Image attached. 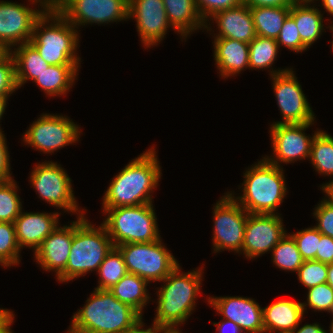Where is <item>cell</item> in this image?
Listing matches in <instances>:
<instances>
[{"label":"cell","instance_id":"obj_1","mask_svg":"<svg viewBox=\"0 0 333 333\" xmlns=\"http://www.w3.org/2000/svg\"><path fill=\"white\" fill-rule=\"evenodd\" d=\"M154 146L132 159L112 178L102 198L103 210L153 203L151 193L162 176Z\"/></svg>","mask_w":333,"mask_h":333},{"label":"cell","instance_id":"obj_2","mask_svg":"<svg viewBox=\"0 0 333 333\" xmlns=\"http://www.w3.org/2000/svg\"><path fill=\"white\" fill-rule=\"evenodd\" d=\"M72 317L67 333H125L142 316L110 290L95 288Z\"/></svg>","mask_w":333,"mask_h":333},{"label":"cell","instance_id":"obj_3","mask_svg":"<svg viewBox=\"0 0 333 333\" xmlns=\"http://www.w3.org/2000/svg\"><path fill=\"white\" fill-rule=\"evenodd\" d=\"M203 268L182 272L178 265L157 290L156 315L153 322L170 328H179L189 319L196 307L201 290ZM180 325V326H179Z\"/></svg>","mask_w":333,"mask_h":333},{"label":"cell","instance_id":"obj_4","mask_svg":"<svg viewBox=\"0 0 333 333\" xmlns=\"http://www.w3.org/2000/svg\"><path fill=\"white\" fill-rule=\"evenodd\" d=\"M243 178V194L235 197L234 192L228 193L250 214H278L276 211L288 192L283 167L263 157L247 168Z\"/></svg>","mask_w":333,"mask_h":333},{"label":"cell","instance_id":"obj_5","mask_svg":"<svg viewBox=\"0 0 333 333\" xmlns=\"http://www.w3.org/2000/svg\"><path fill=\"white\" fill-rule=\"evenodd\" d=\"M114 247L105 227H95L85 214L72 222V243L65 270L57 277L61 283L70 282L88 272L98 271L106 255Z\"/></svg>","mask_w":333,"mask_h":333},{"label":"cell","instance_id":"obj_6","mask_svg":"<svg viewBox=\"0 0 333 333\" xmlns=\"http://www.w3.org/2000/svg\"><path fill=\"white\" fill-rule=\"evenodd\" d=\"M79 32L59 12H46L35 21L30 43L49 65H80Z\"/></svg>","mask_w":333,"mask_h":333},{"label":"cell","instance_id":"obj_7","mask_svg":"<svg viewBox=\"0 0 333 333\" xmlns=\"http://www.w3.org/2000/svg\"><path fill=\"white\" fill-rule=\"evenodd\" d=\"M101 223L114 247L127 243H149L161 239L152 203L102 210Z\"/></svg>","mask_w":333,"mask_h":333},{"label":"cell","instance_id":"obj_8","mask_svg":"<svg viewBox=\"0 0 333 333\" xmlns=\"http://www.w3.org/2000/svg\"><path fill=\"white\" fill-rule=\"evenodd\" d=\"M116 247L124 257L128 273L138 275L148 283L161 282L179 265L178 260L162 243V239Z\"/></svg>","mask_w":333,"mask_h":333},{"label":"cell","instance_id":"obj_9","mask_svg":"<svg viewBox=\"0 0 333 333\" xmlns=\"http://www.w3.org/2000/svg\"><path fill=\"white\" fill-rule=\"evenodd\" d=\"M30 183L43 201L64 212L82 216L85 214L78 206L73 193L71 178L60 164L53 161L37 163L30 174Z\"/></svg>","mask_w":333,"mask_h":333},{"label":"cell","instance_id":"obj_10","mask_svg":"<svg viewBox=\"0 0 333 333\" xmlns=\"http://www.w3.org/2000/svg\"><path fill=\"white\" fill-rule=\"evenodd\" d=\"M82 130L68 116L43 113L22 135V141L36 151L51 155L79 141Z\"/></svg>","mask_w":333,"mask_h":333},{"label":"cell","instance_id":"obj_11","mask_svg":"<svg viewBox=\"0 0 333 333\" xmlns=\"http://www.w3.org/2000/svg\"><path fill=\"white\" fill-rule=\"evenodd\" d=\"M213 253H241L249 213L227 192L213 207Z\"/></svg>","mask_w":333,"mask_h":333},{"label":"cell","instance_id":"obj_12","mask_svg":"<svg viewBox=\"0 0 333 333\" xmlns=\"http://www.w3.org/2000/svg\"><path fill=\"white\" fill-rule=\"evenodd\" d=\"M312 125L314 122L270 125L273 157L265 155L264 158L279 167H282V163L291 164L297 160L309 159L313 139L321 131L318 129L312 136H308L304 131Z\"/></svg>","mask_w":333,"mask_h":333},{"label":"cell","instance_id":"obj_13","mask_svg":"<svg viewBox=\"0 0 333 333\" xmlns=\"http://www.w3.org/2000/svg\"><path fill=\"white\" fill-rule=\"evenodd\" d=\"M28 1H32L30 3L32 5L38 3V9L17 2L0 0V44L9 52L15 46L30 42L35 21L45 11L41 0Z\"/></svg>","mask_w":333,"mask_h":333},{"label":"cell","instance_id":"obj_14","mask_svg":"<svg viewBox=\"0 0 333 333\" xmlns=\"http://www.w3.org/2000/svg\"><path fill=\"white\" fill-rule=\"evenodd\" d=\"M282 121L273 124H295L315 122V114L303 93L293 68L270 77Z\"/></svg>","mask_w":333,"mask_h":333},{"label":"cell","instance_id":"obj_15","mask_svg":"<svg viewBox=\"0 0 333 333\" xmlns=\"http://www.w3.org/2000/svg\"><path fill=\"white\" fill-rule=\"evenodd\" d=\"M59 13L76 29L129 20V0H71Z\"/></svg>","mask_w":333,"mask_h":333},{"label":"cell","instance_id":"obj_16","mask_svg":"<svg viewBox=\"0 0 333 333\" xmlns=\"http://www.w3.org/2000/svg\"><path fill=\"white\" fill-rule=\"evenodd\" d=\"M281 214H250L248 215L243 247L247 259H254L272 249L287 234Z\"/></svg>","mask_w":333,"mask_h":333},{"label":"cell","instance_id":"obj_17","mask_svg":"<svg viewBox=\"0 0 333 333\" xmlns=\"http://www.w3.org/2000/svg\"><path fill=\"white\" fill-rule=\"evenodd\" d=\"M135 17V18H134ZM135 19L143 47L160 44L167 34L169 23L163 0H129V20Z\"/></svg>","mask_w":333,"mask_h":333},{"label":"cell","instance_id":"obj_18","mask_svg":"<svg viewBox=\"0 0 333 333\" xmlns=\"http://www.w3.org/2000/svg\"><path fill=\"white\" fill-rule=\"evenodd\" d=\"M207 298L209 306L222 315L223 319L236 323L244 333H265L263 309L254 299L240 296Z\"/></svg>","mask_w":333,"mask_h":333},{"label":"cell","instance_id":"obj_19","mask_svg":"<svg viewBox=\"0 0 333 333\" xmlns=\"http://www.w3.org/2000/svg\"><path fill=\"white\" fill-rule=\"evenodd\" d=\"M70 225L57 227L34 252L38 265L45 271H52L56 278L65 270L72 243V221Z\"/></svg>","mask_w":333,"mask_h":333},{"label":"cell","instance_id":"obj_20","mask_svg":"<svg viewBox=\"0 0 333 333\" xmlns=\"http://www.w3.org/2000/svg\"><path fill=\"white\" fill-rule=\"evenodd\" d=\"M58 212H22L14 221L16 239L19 247H28L34 252L42 241L59 226Z\"/></svg>","mask_w":333,"mask_h":333},{"label":"cell","instance_id":"obj_21","mask_svg":"<svg viewBox=\"0 0 333 333\" xmlns=\"http://www.w3.org/2000/svg\"><path fill=\"white\" fill-rule=\"evenodd\" d=\"M210 21L217 23L218 33H214L213 37L231 38L249 44L257 36L250 7L245 3L217 12Z\"/></svg>","mask_w":333,"mask_h":333},{"label":"cell","instance_id":"obj_22","mask_svg":"<svg viewBox=\"0 0 333 333\" xmlns=\"http://www.w3.org/2000/svg\"><path fill=\"white\" fill-rule=\"evenodd\" d=\"M214 60L220 76L225 79L249 69V44L231 39L213 37ZM245 68V69H244Z\"/></svg>","mask_w":333,"mask_h":333},{"label":"cell","instance_id":"obj_23","mask_svg":"<svg viewBox=\"0 0 333 333\" xmlns=\"http://www.w3.org/2000/svg\"><path fill=\"white\" fill-rule=\"evenodd\" d=\"M262 309L265 333H290L305 314L302 302L288 299H279Z\"/></svg>","mask_w":333,"mask_h":333},{"label":"cell","instance_id":"obj_24","mask_svg":"<svg viewBox=\"0 0 333 333\" xmlns=\"http://www.w3.org/2000/svg\"><path fill=\"white\" fill-rule=\"evenodd\" d=\"M312 3L315 4L313 5ZM316 6V2L312 0H296L290 6L289 15L296 23L301 41L308 48L321 38V35L325 30L323 24L324 12L322 13Z\"/></svg>","mask_w":333,"mask_h":333},{"label":"cell","instance_id":"obj_25","mask_svg":"<svg viewBox=\"0 0 333 333\" xmlns=\"http://www.w3.org/2000/svg\"><path fill=\"white\" fill-rule=\"evenodd\" d=\"M170 25L184 40L197 30H204L206 23L200 17L194 0H163Z\"/></svg>","mask_w":333,"mask_h":333},{"label":"cell","instance_id":"obj_26","mask_svg":"<svg viewBox=\"0 0 333 333\" xmlns=\"http://www.w3.org/2000/svg\"><path fill=\"white\" fill-rule=\"evenodd\" d=\"M10 53L15 63V79L18 89L28 80L34 81L50 66L30 42L16 46Z\"/></svg>","mask_w":333,"mask_h":333},{"label":"cell","instance_id":"obj_27","mask_svg":"<svg viewBox=\"0 0 333 333\" xmlns=\"http://www.w3.org/2000/svg\"><path fill=\"white\" fill-rule=\"evenodd\" d=\"M81 65H50L33 82L49 97L66 95L73 87Z\"/></svg>","mask_w":333,"mask_h":333},{"label":"cell","instance_id":"obj_28","mask_svg":"<svg viewBox=\"0 0 333 333\" xmlns=\"http://www.w3.org/2000/svg\"><path fill=\"white\" fill-rule=\"evenodd\" d=\"M148 284L138 275L127 273L109 290L119 301L131 306L143 317V309L151 298Z\"/></svg>","mask_w":333,"mask_h":333},{"label":"cell","instance_id":"obj_29","mask_svg":"<svg viewBox=\"0 0 333 333\" xmlns=\"http://www.w3.org/2000/svg\"><path fill=\"white\" fill-rule=\"evenodd\" d=\"M256 34L261 37L277 39L283 23L290 14V6L250 7Z\"/></svg>","mask_w":333,"mask_h":333},{"label":"cell","instance_id":"obj_30","mask_svg":"<svg viewBox=\"0 0 333 333\" xmlns=\"http://www.w3.org/2000/svg\"><path fill=\"white\" fill-rule=\"evenodd\" d=\"M279 49V45L275 39L257 35L249 43V68L252 70H268L269 68L268 72L270 71V76L289 70V68L276 70L271 68L277 59Z\"/></svg>","mask_w":333,"mask_h":333},{"label":"cell","instance_id":"obj_31","mask_svg":"<svg viewBox=\"0 0 333 333\" xmlns=\"http://www.w3.org/2000/svg\"><path fill=\"white\" fill-rule=\"evenodd\" d=\"M320 175L333 176V137L321 130L313 139L309 161Z\"/></svg>","mask_w":333,"mask_h":333},{"label":"cell","instance_id":"obj_32","mask_svg":"<svg viewBox=\"0 0 333 333\" xmlns=\"http://www.w3.org/2000/svg\"><path fill=\"white\" fill-rule=\"evenodd\" d=\"M128 273L124 257L117 247H113L99 266L96 289L109 290Z\"/></svg>","mask_w":333,"mask_h":333},{"label":"cell","instance_id":"obj_33","mask_svg":"<svg viewBox=\"0 0 333 333\" xmlns=\"http://www.w3.org/2000/svg\"><path fill=\"white\" fill-rule=\"evenodd\" d=\"M272 259L281 270L297 272L304 260L293 237L287 233L272 249Z\"/></svg>","mask_w":333,"mask_h":333},{"label":"cell","instance_id":"obj_34","mask_svg":"<svg viewBox=\"0 0 333 333\" xmlns=\"http://www.w3.org/2000/svg\"><path fill=\"white\" fill-rule=\"evenodd\" d=\"M18 185L14 179L0 181V222L14 223L22 212Z\"/></svg>","mask_w":333,"mask_h":333},{"label":"cell","instance_id":"obj_35","mask_svg":"<svg viewBox=\"0 0 333 333\" xmlns=\"http://www.w3.org/2000/svg\"><path fill=\"white\" fill-rule=\"evenodd\" d=\"M20 252L14 223L0 222V265L7 268L18 265Z\"/></svg>","mask_w":333,"mask_h":333},{"label":"cell","instance_id":"obj_36","mask_svg":"<svg viewBox=\"0 0 333 333\" xmlns=\"http://www.w3.org/2000/svg\"><path fill=\"white\" fill-rule=\"evenodd\" d=\"M307 303H302L304 313L307 307L315 311H324L333 315V289L328 283L313 286L307 289Z\"/></svg>","mask_w":333,"mask_h":333},{"label":"cell","instance_id":"obj_37","mask_svg":"<svg viewBox=\"0 0 333 333\" xmlns=\"http://www.w3.org/2000/svg\"><path fill=\"white\" fill-rule=\"evenodd\" d=\"M290 235L295 240L304 261L315 260L319 246L320 232L314 227L299 230Z\"/></svg>","mask_w":333,"mask_h":333},{"label":"cell","instance_id":"obj_38","mask_svg":"<svg viewBox=\"0 0 333 333\" xmlns=\"http://www.w3.org/2000/svg\"><path fill=\"white\" fill-rule=\"evenodd\" d=\"M298 280L307 289L327 281V264L319 261H304L297 271Z\"/></svg>","mask_w":333,"mask_h":333},{"label":"cell","instance_id":"obj_39","mask_svg":"<svg viewBox=\"0 0 333 333\" xmlns=\"http://www.w3.org/2000/svg\"><path fill=\"white\" fill-rule=\"evenodd\" d=\"M276 41L279 48L283 46L296 53H302L308 49L301 41L296 23L290 15L285 19Z\"/></svg>","mask_w":333,"mask_h":333},{"label":"cell","instance_id":"obj_40","mask_svg":"<svg viewBox=\"0 0 333 333\" xmlns=\"http://www.w3.org/2000/svg\"><path fill=\"white\" fill-rule=\"evenodd\" d=\"M197 11L206 23L207 32L212 31L210 18L217 12L239 6L243 0H194ZM209 23V24H208Z\"/></svg>","mask_w":333,"mask_h":333},{"label":"cell","instance_id":"obj_41","mask_svg":"<svg viewBox=\"0 0 333 333\" xmlns=\"http://www.w3.org/2000/svg\"><path fill=\"white\" fill-rule=\"evenodd\" d=\"M18 90L15 79V63L10 52L0 60V96L10 97Z\"/></svg>","mask_w":333,"mask_h":333},{"label":"cell","instance_id":"obj_42","mask_svg":"<svg viewBox=\"0 0 333 333\" xmlns=\"http://www.w3.org/2000/svg\"><path fill=\"white\" fill-rule=\"evenodd\" d=\"M312 213L318 223L314 227L322 234L333 238V204L325 197Z\"/></svg>","mask_w":333,"mask_h":333},{"label":"cell","instance_id":"obj_43","mask_svg":"<svg viewBox=\"0 0 333 333\" xmlns=\"http://www.w3.org/2000/svg\"><path fill=\"white\" fill-rule=\"evenodd\" d=\"M6 140L4 133L0 132V181L13 179L11 176L10 155Z\"/></svg>","mask_w":333,"mask_h":333},{"label":"cell","instance_id":"obj_44","mask_svg":"<svg viewBox=\"0 0 333 333\" xmlns=\"http://www.w3.org/2000/svg\"><path fill=\"white\" fill-rule=\"evenodd\" d=\"M315 261H319L324 264L333 263V238L320 233L319 246Z\"/></svg>","mask_w":333,"mask_h":333},{"label":"cell","instance_id":"obj_45","mask_svg":"<svg viewBox=\"0 0 333 333\" xmlns=\"http://www.w3.org/2000/svg\"><path fill=\"white\" fill-rule=\"evenodd\" d=\"M145 323H143V317H141L129 330L125 333H167L171 328L157 324L155 322L152 323L151 327L144 329L143 327Z\"/></svg>","mask_w":333,"mask_h":333},{"label":"cell","instance_id":"obj_46","mask_svg":"<svg viewBox=\"0 0 333 333\" xmlns=\"http://www.w3.org/2000/svg\"><path fill=\"white\" fill-rule=\"evenodd\" d=\"M296 0H243L249 7H280L291 6Z\"/></svg>","mask_w":333,"mask_h":333},{"label":"cell","instance_id":"obj_47","mask_svg":"<svg viewBox=\"0 0 333 333\" xmlns=\"http://www.w3.org/2000/svg\"><path fill=\"white\" fill-rule=\"evenodd\" d=\"M15 314L9 309L0 310V333H13L11 325L14 322Z\"/></svg>","mask_w":333,"mask_h":333},{"label":"cell","instance_id":"obj_48","mask_svg":"<svg viewBox=\"0 0 333 333\" xmlns=\"http://www.w3.org/2000/svg\"><path fill=\"white\" fill-rule=\"evenodd\" d=\"M213 325L217 326L216 333H244L236 323L228 319L221 318L220 322H213Z\"/></svg>","mask_w":333,"mask_h":333},{"label":"cell","instance_id":"obj_49","mask_svg":"<svg viewBox=\"0 0 333 333\" xmlns=\"http://www.w3.org/2000/svg\"><path fill=\"white\" fill-rule=\"evenodd\" d=\"M46 12H59L71 0H41Z\"/></svg>","mask_w":333,"mask_h":333},{"label":"cell","instance_id":"obj_50","mask_svg":"<svg viewBox=\"0 0 333 333\" xmlns=\"http://www.w3.org/2000/svg\"><path fill=\"white\" fill-rule=\"evenodd\" d=\"M300 324L290 333H328L319 323L305 324L300 327Z\"/></svg>","mask_w":333,"mask_h":333},{"label":"cell","instance_id":"obj_51","mask_svg":"<svg viewBox=\"0 0 333 333\" xmlns=\"http://www.w3.org/2000/svg\"><path fill=\"white\" fill-rule=\"evenodd\" d=\"M320 189L325 193V198L333 204V180L320 185Z\"/></svg>","mask_w":333,"mask_h":333},{"label":"cell","instance_id":"obj_52","mask_svg":"<svg viewBox=\"0 0 333 333\" xmlns=\"http://www.w3.org/2000/svg\"><path fill=\"white\" fill-rule=\"evenodd\" d=\"M312 1H320V0H312ZM321 6L324 7L323 9L333 16V0H321Z\"/></svg>","mask_w":333,"mask_h":333},{"label":"cell","instance_id":"obj_53","mask_svg":"<svg viewBox=\"0 0 333 333\" xmlns=\"http://www.w3.org/2000/svg\"><path fill=\"white\" fill-rule=\"evenodd\" d=\"M9 97H1L0 96V120H2V117L4 115V112H5V109L7 107V102H8V99ZM1 122V121H0ZM3 129H1V126H0V132H4L2 131Z\"/></svg>","mask_w":333,"mask_h":333},{"label":"cell","instance_id":"obj_54","mask_svg":"<svg viewBox=\"0 0 333 333\" xmlns=\"http://www.w3.org/2000/svg\"><path fill=\"white\" fill-rule=\"evenodd\" d=\"M330 287L333 289V263L327 264V281Z\"/></svg>","mask_w":333,"mask_h":333},{"label":"cell","instance_id":"obj_55","mask_svg":"<svg viewBox=\"0 0 333 333\" xmlns=\"http://www.w3.org/2000/svg\"><path fill=\"white\" fill-rule=\"evenodd\" d=\"M9 51L0 44V60L8 53Z\"/></svg>","mask_w":333,"mask_h":333},{"label":"cell","instance_id":"obj_56","mask_svg":"<svg viewBox=\"0 0 333 333\" xmlns=\"http://www.w3.org/2000/svg\"><path fill=\"white\" fill-rule=\"evenodd\" d=\"M180 328H171L167 333H182Z\"/></svg>","mask_w":333,"mask_h":333},{"label":"cell","instance_id":"obj_57","mask_svg":"<svg viewBox=\"0 0 333 333\" xmlns=\"http://www.w3.org/2000/svg\"><path fill=\"white\" fill-rule=\"evenodd\" d=\"M332 23H333V21H331V25L326 27V29L329 28V30H331L332 33H333V24ZM332 36H333V34H332ZM331 43H332L331 48H332V51H333V41Z\"/></svg>","mask_w":333,"mask_h":333},{"label":"cell","instance_id":"obj_58","mask_svg":"<svg viewBox=\"0 0 333 333\" xmlns=\"http://www.w3.org/2000/svg\"><path fill=\"white\" fill-rule=\"evenodd\" d=\"M331 325H330V329H329V332L330 333H333V317H332V321H331V323H330Z\"/></svg>","mask_w":333,"mask_h":333}]
</instances>
